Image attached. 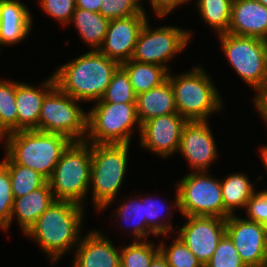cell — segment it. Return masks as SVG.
<instances>
[{
  "label": "cell",
  "instance_id": "4",
  "mask_svg": "<svg viewBox=\"0 0 267 267\" xmlns=\"http://www.w3.org/2000/svg\"><path fill=\"white\" fill-rule=\"evenodd\" d=\"M171 72L167 78L172 85L176 110L180 116L188 121H207L212 113L221 110L220 92L203 67H193V70L177 76Z\"/></svg>",
  "mask_w": 267,
  "mask_h": 267
},
{
  "label": "cell",
  "instance_id": "10",
  "mask_svg": "<svg viewBox=\"0 0 267 267\" xmlns=\"http://www.w3.org/2000/svg\"><path fill=\"white\" fill-rule=\"evenodd\" d=\"M224 55L246 84L259 92L267 87V41L229 33L218 35Z\"/></svg>",
  "mask_w": 267,
  "mask_h": 267
},
{
  "label": "cell",
  "instance_id": "45",
  "mask_svg": "<svg viewBox=\"0 0 267 267\" xmlns=\"http://www.w3.org/2000/svg\"><path fill=\"white\" fill-rule=\"evenodd\" d=\"M267 7V0H256Z\"/></svg>",
  "mask_w": 267,
  "mask_h": 267
},
{
  "label": "cell",
  "instance_id": "8",
  "mask_svg": "<svg viewBox=\"0 0 267 267\" xmlns=\"http://www.w3.org/2000/svg\"><path fill=\"white\" fill-rule=\"evenodd\" d=\"M208 171L191 172L177 184L175 203L170 207L180 210L182 216H207L224 219L221 182ZM210 175V176H209Z\"/></svg>",
  "mask_w": 267,
  "mask_h": 267
},
{
  "label": "cell",
  "instance_id": "23",
  "mask_svg": "<svg viewBox=\"0 0 267 267\" xmlns=\"http://www.w3.org/2000/svg\"><path fill=\"white\" fill-rule=\"evenodd\" d=\"M224 219L234 215L235 209L246 208L248 200L255 193L254 185L244 173H235L221 179Z\"/></svg>",
  "mask_w": 267,
  "mask_h": 267
},
{
  "label": "cell",
  "instance_id": "5",
  "mask_svg": "<svg viewBox=\"0 0 267 267\" xmlns=\"http://www.w3.org/2000/svg\"><path fill=\"white\" fill-rule=\"evenodd\" d=\"M91 143L72 141L47 180L56 200L84 206L90 188Z\"/></svg>",
  "mask_w": 267,
  "mask_h": 267
},
{
  "label": "cell",
  "instance_id": "18",
  "mask_svg": "<svg viewBox=\"0 0 267 267\" xmlns=\"http://www.w3.org/2000/svg\"><path fill=\"white\" fill-rule=\"evenodd\" d=\"M228 33L267 41V7L256 0H234Z\"/></svg>",
  "mask_w": 267,
  "mask_h": 267
},
{
  "label": "cell",
  "instance_id": "32",
  "mask_svg": "<svg viewBox=\"0 0 267 267\" xmlns=\"http://www.w3.org/2000/svg\"><path fill=\"white\" fill-rule=\"evenodd\" d=\"M159 247L170 267H204L179 237H176L168 248L163 241Z\"/></svg>",
  "mask_w": 267,
  "mask_h": 267
},
{
  "label": "cell",
  "instance_id": "19",
  "mask_svg": "<svg viewBox=\"0 0 267 267\" xmlns=\"http://www.w3.org/2000/svg\"><path fill=\"white\" fill-rule=\"evenodd\" d=\"M40 87L16 82L18 131L38 130V121L45 95L55 86L53 75Z\"/></svg>",
  "mask_w": 267,
  "mask_h": 267
},
{
  "label": "cell",
  "instance_id": "25",
  "mask_svg": "<svg viewBox=\"0 0 267 267\" xmlns=\"http://www.w3.org/2000/svg\"><path fill=\"white\" fill-rule=\"evenodd\" d=\"M70 22L75 25L84 42L91 50H98L105 38L110 20L100 13L76 8Z\"/></svg>",
  "mask_w": 267,
  "mask_h": 267
},
{
  "label": "cell",
  "instance_id": "14",
  "mask_svg": "<svg viewBox=\"0 0 267 267\" xmlns=\"http://www.w3.org/2000/svg\"><path fill=\"white\" fill-rule=\"evenodd\" d=\"M187 121L178 113L147 120L141 124L140 146L159 157L174 155L179 150L181 134Z\"/></svg>",
  "mask_w": 267,
  "mask_h": 267
},
{
  "label": "cell",
  "instance_id": "27",
  "mask_svg": "<svg viewBox=\"0 0 267 267\" xmlns=\"http://www.w3.org/2000/svg\"><path fill=\"white\" fill-rule=\"evenodd\" d=\"M9 171L10 182L14 198L22 197L41 187L47 180L37 171L16 164L7 154L3 159Z\"/></svg>",
  "mask_w": 267,
  "mask_h": 267
},
{
  "label": "cell",
  "instance_id": "3",
  "mask_svg": "<svg viewBox=\"0 0 267 267\" xmlns=\"http://www.w3.org/2000/svg\"><path fill=\"white\" fill-rule=\"evenodd\" d=\"M72 141L64 135L38 130L10 133L7 155L16 163L50 178L63 152Z\"/></svg>",
  "mask_w": 267,
  "mask_h": 267
},
{
  "label": "cell",
  "instance_id": "11",
  "mask_svg": "<svg viewBox=\"0 0 267 267\" xmlns=\"http://www.w3.org/2000/svg\"><path fill=\"white\" fill-rule=\"evenodd\" d=\"M191 37L190 31L186 29L172 26L152 29L146 21L138 36L131 60L157 64L170 72L165 63L183 51L190 43Z\"/></svg>",
  "mask_w": 267,
  "mask_h": 267
},
{
  "label": "cell",
  "instance_id": "12",
  "mask_svg": "<svg viewBox=\"0 0 267 267\" xmlns=\"http://www.w3.org/2000/svg\"><path fill=\"white\" fill-rule=\"evenodd\" d=\"M226 234L247 267H267V226L230 215Z\"/></svg>",
  "mask_w": 267,
  "mask_h": 267
},
{
  "label": "cell",
  "instance_id": "21",
  "mask_svg": "<svg viewBox=\"0 0 267 267\" xmlns=\"http://www.w3.org/2000/svg\"><path fill=\"white\" fill-rule=\"evenodd\" d=\"M55 200L47 181L41 187L28 194L14 198L10 225H12L11 222L15 216L20 229L26 234Z\"/></svg>",
  "mask_w": 267,
  "mask_h": 267
},
{
  "label": "cell",
  "instance_id": "9",
  "mask_svg": "<svg viewBox=\"0 0 267 267\" xmlns=\"http://www.w3.org/2000/svg\"><path fill=\"white\" fill-rule=\"evenodd\" d=\"M82 102L61 91L56 85L45 95L38 121V131L61 134L71 141H85L88 112Z\"/></svg>",
  "mask_w": 267,
  "mask_h": 267
},
{
  "label": "cell",
  "instance_id": "30",
  "mask_svg": "<svg viewBox=\"0 0 267 267\" xmlns=\"http://www.w3.org/2000/svg\"><path fill=\"white\" fill-rule=\"evenodd\" d=\"M16 82L0 80V124L10 133L18 131Z\"/></svg>",
  "mask_w": 267,
  "mask_h": 267
},
{
  "label": "cell",
  "instance_id": "7",
  "mask_svg": "<svg viewBox=\"0 0 267 267\" xmlns=\"http://www.w3.org/2000/svg\"><path fill=\"white\" fill-rule=\"evenodd\" d=\"M87 117L86 141L93 144H130L134 125L141 129L136 103L95 102ZM90 140V141H89Z\"/></svg>",
  "mask_w": 267,
  "mask_h": 267
},
{
  "label": "cell",
  "instance_id": "17",
  "mask_svg": "<svg viewBox=\"0 0 267 267\" xmlns=\"http://www.w3.org/2000/svg\"><path fill=\"white\" fill-rule=\"evenodd\" d=\"M75 252L72 267H120V249L100 231L81 237Z\"/></svg>",
  "mask_w": 267,
  "mask_h": 267
},
{
  "label": "cell",
  "instance_id": "29",
  "mask_svg": "<svg viewBox=\"0 0 267 267\" xmlns=\"http://www.w3.org/2000/svg\"><path fill=\"white\" fill-rule=\"evenodd\" d=\"M116 211L117 212L115 214L117 215V218L123 219V221L126 220L133 222L131 226V233L134 234L135 241H140L142 238L144 240L147 239V236H149L148 234L154 235V233L147 227L146 219L144 217V203L141 199H129L122 203ZM128 226L130 225L125 227Z\"/></svg>",
  "mask_w": 267,
  "mask_h": 267
},
{
  "label": "cell",
  "instance_id": "22",
  "mask_svg": "<svg viewBox=\"0 0 267 267\" xmlns=\"http://www.w3.org/2000/svg\"><path fill=\"white\" fill-rule=\"evenodd\" d=\"M136 110L140 124L157 116L177 113L172 85L168 78L159 86L136 95Z\"/></svg>",
  "mask_w": 267,
  "mask_h": 267
},
{
  "label": "cell",
  "instance_id": "31",
  "mask_svg": "<svg viewBox=\"0 0 267 267\" xmlns=\"http://www.w3.org/2000/svg\"><path fill=\"white\" fill-rule=\"evenodd\" d=\"M95 102L136 103V94L128 74L121 66L114 72L102 98Z\"/></svg>",
  "mask_w": 267,
  "mask_h": 267
},
{
  "label": "cell",
  "instance_id": "1",
  "mask_svg": "<svg viewBox=\"0 0 267 267\" xmlns=\"http://www.w3.org/2000/svg\"><path fill=\"white\" fill-rule=\"evenodd\" d=\"M120 64L98 50H90L53 72L55 85L79 101L102 98Z\"/></svg>",
  "mask_w": 267,
  "mask_h": 267
},
{
  "label": "cell",
  "instance_id": "16",
  "mask_svg": "<svg viewBox=\"0 0 267 267\" xmlns=\"http://www.w3.org/2000/svg\"><path fill=\"white\" fill-rule=\"evenodd\" d=\"M211 132L207 121H187L183 128L178 152L194 172L207 171L216 161L218 151Z\"/></svg>",
  "mask_w": 267,
  "mask_h": 267
},
{
  "label": "cell",
  "instance_id": "28",
  "mask_svg": "<svg viewBox=\"0 0 267 267\" xmlns=\"http://www.w3.org/2000/svg\"><path fill=\"white\" fill-rule=\"evenodd\" d=\"M160 252V247L150 241H133L128 246L120 248V267H149L154 257Z\"/></svg>",
  "mask_w": 267,
  "mask_h": 267
},
{
  "label": "cell",
  "instance_id": "40",
  "mask_svg": "<svg viewBox=\"0 0 267 267\" xmlns=\"http://www.w3.org/2000/svg\"><path fill=\"white\" fill-rule=\"evenodd\" d=\"M253 100L257 111L261 115L260 117H263V119L267 123V87L257 92V95Z\"/></svg>",
  "mask_w": 267,
  "mask_h": 267
},
{
  "label": "cell",
  "instance_id": "15",
  "mask_svg": "<svg viewBox=\"0 0 267 267\" xmlns=\"http://www.w3.org/2000/svg\"><path fill=\"white\" fill-rule=\"evenodd\" d=\"M146 21L145 9L139 15L110 20L105 38L98 51L119 64L129 61Z\"/></svg>",
  "mask_w": 267,
  "mask_h": 267
},
{
  "label": "cell",
  "instance_id": "37",
  "mask_svg": "<svg viewBox=\"0 0 267 267\" xmlns=\"http://www.w3.org/2000/svg\"><path fill=\"white\" fill-rule=\"evenodd\" d=\"M42 10L63 25L70 24L76 9L75 0H39Z\"/></svg>",
  "mask_w": 267,
  "mask_h": 267
},
{
  "label": "cell",
  "instance_id": "2",
  "mask_svg": "<svg viewBox=\"0 0 267 267\" xmlns=\"http://www.w3.org/2000/svg\"><path fill=\"white\" fill-rule=\"evenodd\" d=\"M84 207L70 201L55 200L25 234L38 242L52 264L79 244Z\"/></svg>",
  "mask_w": 267,
  "mask_h": 267
},
{
  "label": "cell",
  "instance_id": "24",
  "mask_svg": "<svg viewBox=\"0 0 267 267\" xmlns=\"http://www.w3.org/2000/svg\"><path fill=\"white\" fill-rule=\"evenodd\" d=\"M128 74L131 86L136 95L149 91L162 84L168 76V71L157 64L141 63L129 60L120 64Z\"/></svg>",
  "mask_w": 267,
  "mask_h": 267
},
{
  "label": "cell",
  "instance_id": "43",
  "mask_svg": "<svg viewBox=\"0 0 267 267\" xmlns=\"http://www.w3.org/2000/svg\"><path fill=\"white\" fill-rule=\"evenodd\" d=\"M9 137H10V132H8L1 124H0V140L6 138V145H5V152L7 154L8 148H9Z\"/></svg>",
  "mask_w": 267,
  "mask_h": 267
},
{
  "label": "cell",
  "instance_id": "44",
  "mask_svg": "<svg viewBox=\"0 0 267 267\" xmlns=\"http://www.w3.org/2000/svg\"><path fill=\"white\" fill-rule=\"evenodd\" d=\"M261 151V160L263 161L264 166L266 167V172H267V145L262 146L259 149Z\"/></svg>",
  "mask_w": 267,
  "mask_h": 267
},
{
  "label": "cell",
  "instance_id": "41",
  "mask_svg": "<svg viewBox=\"0 0 267 267\" xmlns=\"http://www.w3.org/2000/svg\"><path fill=\"white\" fill-rule=\"evenodd\" d=\"M102 0H75L76 8L99 13Z\"/></svg>",
  "mask_w": 267,
  "mask_h": 267
},
{
  "label": "cell",
  "instance_id": "20",
  "mask_svg": "<svg viewBox=\"0 0 267 267\" xmlns=\"http://www.w3.org/2000/svg\"><path fill=\"white\" fill-rule=\"evenodd\" d=\"M28 7L19 0H0V47L22 42L32 29Z\"/></svg>",
  "mask_w": 267,
  "mask_h": 267
},
{
  "label": "cell",
  "instance_id": "34",
  "mask_svg": "<svg viewBox=\"0 0 267 267\" xmlns=\"http://www.w3.org/2000/svg\"><path fill=\"white\" fill-rule=\"evenodd\" d=\"M148 197V195L145 196V198L140 197L141 201L144 203V217L146 219L147 227L154 233V237L159 235H168L170 231H173L171 220L168 221L163 219L160 221V219L164 217L163 215L162 218H159V215L166 211L164 203H159V200L155 201L153 197Z\"/></svg>",
  "mask_w": 267,
  "mask_h": 267
},
{
  "label": "cell",
  "instance_id": "38",
  "mask_svg": "<svg viewBox=\"0 0 267 267\" xmlns=\"http://www.w3.org/2000/svg\"><path fill=\"white\" fill-rule=\"evenodd\" d=\"M248 220L267 226V190L255 192L246 205Z\"/></svg>",
  "mask_w": 267,
  "mask_h": 267
},
{
  "label": "cell",
  "instance_id": "39",
  "mask_svg": "<svg viewBox=\"0 0 267 267\" xmlns=\"http://www.w3.org/2000/svg\"><path fill=\"white\" fill-rule=\"evenodd\" d=\"M153 12L160 18L165 17L174 8L186 4L189 0H150Z\"/></svg>",
  "mask_w": 267,
  "mask_h": 267
},
{
  "label": "cell",
  "instance_id": "13",
  "mask_svg": "<svg viewBox=\"0 0 267 267\" xmlns=\"http://www.w3.org/2000/svg\"><path fill=\"white\" fill-rule=\"evenodd\" d=\"M187 222L179 228V237L203 266L210 260L220 239L226 233V219L207 216H184Z\"/></svg>",
  "mask_w": 267,
  "mask_h": 267
},
{
  "label": "cell",
  "instance_id": "42",
  "mask_svg": "<svg viewBox=\"0 0 267 267\" xmlns=\"http://www.w3.org/2000/svg\"><path fill=\"white\" fill-rule=\"evenodd\" d=\"M149 267H170L166 257L160 251L152 260Z\"/></svg>",
  "mask_w": 267,
  "mask_h": 267
},
{
  "label": "cell",
  "instance_id": "26",
  "mask_svg": "<svg viewBox=\"0 0 267 267\" xmlns=\"http://www.w3.org/2000/svg\"><path fill=\"white\" fill-rule=\"evenodd\" d=\"M234 0H197V9L204 22L218 35L228 33Z\"/></svg>",
  "mask_w": 267,
  "mask_h": 267
},
{
  "label": "cell",
  "instance_id": "35",
  "mask_svg": "<svg viewBox=\"0 0 267 267\" xmlns=\"http://www.w3.org/2000/svg\"><path fill=\"white\" fill-rule=\"evenodd\" d=\"M14 196L9 171L6 164L0 162V229L7 231L10 226Z\"/></svg>",
  "mask_w": 267,
  "mask_h": 267
},
{
  "label": "cell",
  "instance_id": "6",
  "mask_svg": "<svg viewBox=\"0 0 267 267\" xmlns=\"http://www.w3.org/2000/svg\"><path fill=\"white\" fill-rule=\"evenodd\" d=\"M129 147V144L91 143L90 186L97 210H105L116 199L126 174Z\"/></svg>",
  "mask_w": 267,
  "mask_h": 267
},
{
  "label": "cell",
  "instance_id": "33",
  "mask_svg": "<svg viewBox=\"0 0 267 267\" xmlns=\"http://www.w3.org/2000/svg\"><path fill=\"white\" fill-rule=\"evenodd\" d=\"M204 267H247L241 260L232 240L225 233Z\"/></svg>",
  "mask_w": 267,
  "mask_h": 267
},
{
  "label": "cell",
  "instance_id": "36",
  "mask_svg": "<svg viewBox=\"0 0 267 267\" xmlns=\"http://www.w3.org/2000/svg\"><path fill=\"white\" fill-rule=\"evenodd\" d=\"M143 9L139 0H102L99 13L112 20L139 15Z\"/></svg>",
  "mask_w": 267,
  "mask_h": 267
}]
</instances>
